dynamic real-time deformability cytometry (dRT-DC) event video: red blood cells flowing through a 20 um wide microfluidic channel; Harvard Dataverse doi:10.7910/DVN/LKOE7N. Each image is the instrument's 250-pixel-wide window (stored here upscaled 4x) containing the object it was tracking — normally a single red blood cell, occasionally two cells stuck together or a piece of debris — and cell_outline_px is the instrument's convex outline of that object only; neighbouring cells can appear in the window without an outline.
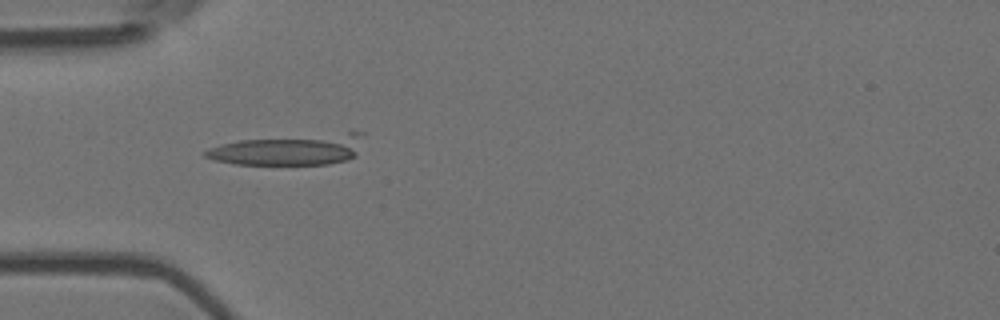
{"species": "Egyptian fruit bat (a non-hibernating species)", "species_latin": "Rousettus aegyptiacus", "temperature_condition": "room temperature", "stored_images_in_passage": 4, "camera_frame_rate_fps": 3000, "um_per_image_px": 0.085, "animal": {"sex": "female"}, "frame": {"image": 1, "passage_image": 3, "time_ms": 0.667, "image_size_px": [1000, 320], "cell_outline_px": [[364, 136], [356, 156], [344, 160], [328, 164], [236, 164], [216, 160], [204, 156], [204, 152], [208, 148], [220, 144], [240, 140], [352, 128], [364, 132]], "centroid_in_image_um": [24.76, 12.64], "position_along_channel_um": 60.2, "area_um2": 29.77}}